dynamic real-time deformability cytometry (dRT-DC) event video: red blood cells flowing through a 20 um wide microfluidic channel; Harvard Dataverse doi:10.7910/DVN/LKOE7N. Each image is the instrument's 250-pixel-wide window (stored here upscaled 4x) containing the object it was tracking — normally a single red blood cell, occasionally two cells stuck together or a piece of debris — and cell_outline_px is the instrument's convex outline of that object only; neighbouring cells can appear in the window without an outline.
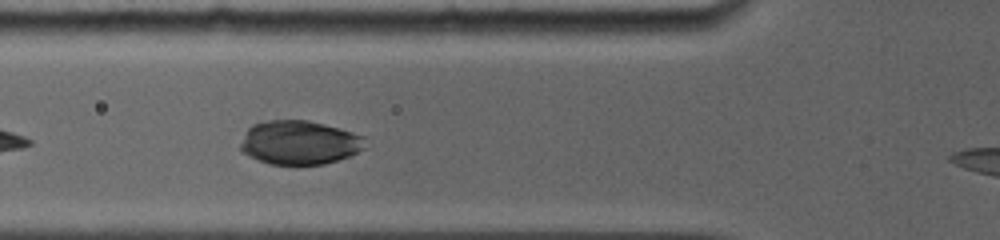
{"species": "common noctule bat (a hibernating species)", "species_latin": "Nyctalus noctula", "temperature_condition": "room temperature", "stored_images_in_passage": 16, "camera_frame_rate_fps": 5000, "um_per_image_px": 0.085, "animal": {"sex": "female", "body_mass_g": 19.0, "forearm_length_mm": 56.7}, "frame": {"image": 1, "passage_image": 3, "time_ms": 1.8, "image_size_px": [1000, 240], "cell_outline_px": [[364, 148], [352, 156], [324, 164], [296, 168], [268, 164], [256, 160], [244, 152], [240, 148], [240, 144], [244, 132], [252, 124], [268, 120], [308, 120], [340, 128], [364, 136]], "centroid_in_image_um": [25.43, 12.16], "position_along_channel_um": 100.4, "area_um2": 32.89}}